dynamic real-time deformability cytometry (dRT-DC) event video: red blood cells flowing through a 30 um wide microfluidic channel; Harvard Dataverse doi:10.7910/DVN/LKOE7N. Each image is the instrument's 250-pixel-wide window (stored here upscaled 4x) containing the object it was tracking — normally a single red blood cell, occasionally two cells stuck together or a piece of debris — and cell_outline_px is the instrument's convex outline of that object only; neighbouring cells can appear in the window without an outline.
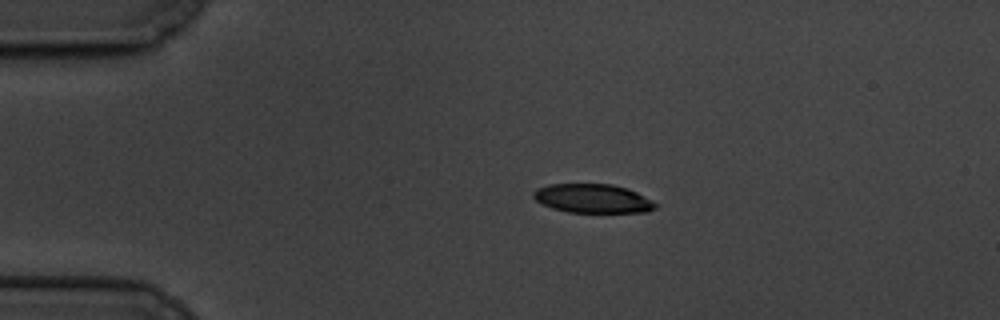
{"species": "common noctule bat (a hibernating species)", "species_latin": "Nyctalus noctula", "temperature_condition": "cold", "stored_images_in_passage": 3, "camera_frame_rate_fps": 3000, "um_per_image_px": 0.085, "animal": {"sex": "male", "body_mass_g": 19.5, "forearm_length_mm": 54.6}, "frame": {"image": 1, "passage_image": 2, "time_ms": 1.0, "image_size_px": [1000, 320], "cell_outline_px": [[660, 204], [656, 208], [648, 212], [568, 212], [552, 208], [536, 200], [532, 196], [532, 192], [536, 188], [548, 184], [612, 184], [636, 192]], "centroid_in_image_um": [50.39, 16.87], "position_along_channel_um": 34.6, "area_um2": 20.58}}